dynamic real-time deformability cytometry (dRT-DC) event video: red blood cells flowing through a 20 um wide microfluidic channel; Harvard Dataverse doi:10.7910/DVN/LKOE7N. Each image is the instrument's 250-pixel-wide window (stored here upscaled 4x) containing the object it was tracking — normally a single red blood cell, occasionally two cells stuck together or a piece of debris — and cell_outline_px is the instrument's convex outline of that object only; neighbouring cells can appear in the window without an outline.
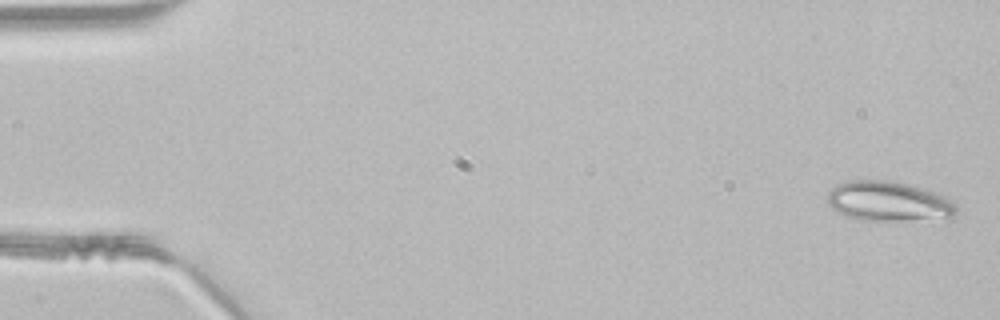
{"species": "common noctule bat (a hibernating species)", "species_latin": "Nyctalus noctula", "temperature_condition": "room temperature", "stored_images_in_passage": 48, "segment_of_instrument_passage": [1, 2], "camera_frame_rate_fps": 3000, "um_per_image_px": 0.085, "animal": {"sex": "male", "body_mass_g": 21.5, "forearm_length_mm": 52.0}, "frame": {"image": 1, "passage_image": 2, "time_ms": 0.333, "image_size_px": [1000, 320], "cell_outline_px": [[956, 212], [952, 220], [860, 220], [848, 216], [832, 208], [828, 204], [828, 192], [836, 184], [848, 180], [884, 180], [904, 184], [932, 192], [944, 196], [956, 204]], "centroid_in_image_um": [75.55, 17.14], "position_along_channel_um": 9.4, "area_um2": 29.88}}
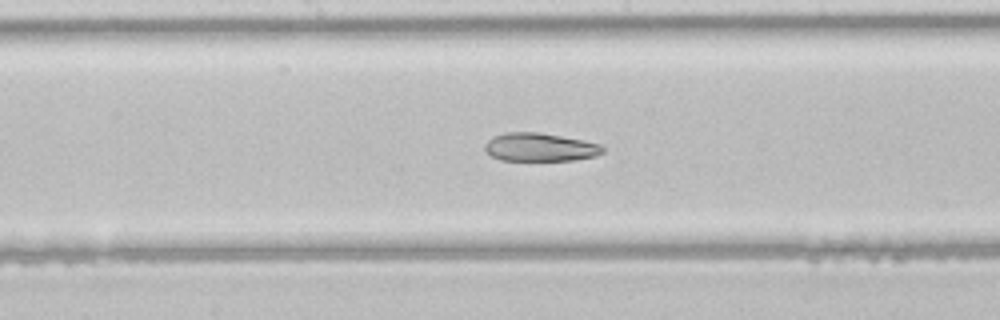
{"frame": {"image": 2, "passage_image": 25, "time_ms": 8.0, "image_size_px": [1000, 320], "cell_outline_px": [[604, 152], [596, 156], [576, 160], [500, 160], [484, 152], [484, 144], [492, 136], [504, 132], [540, 132], [600, 144], [604, 148]], "centroid_in_image_um": [45.85, 12.51], "position_along_channel_um": 202.4, "area_um2": 19.54}}
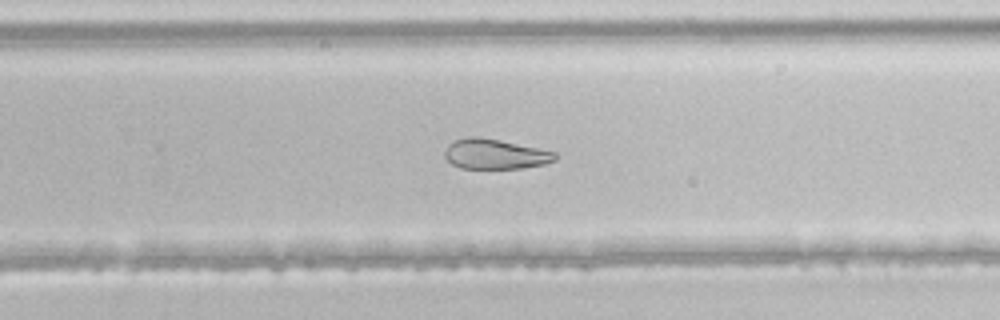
{"frame": {"image": 3, "passage_image": 31, "time_ms": 10.0, "image_size_px": [1000, 320], "cell_outline_px": [[556, 160], [544, 164], [520, 168], [460, 168], [452, 164], [444, 156], [444, 152], [448, 144], [456, 140], [468, 136], [480, 136], [500, 140], [556, 152]], "centroid_in_image_um": [42.06, 13.09], "position_along_channel_um": 287.7, "area_um2": 19.25}}